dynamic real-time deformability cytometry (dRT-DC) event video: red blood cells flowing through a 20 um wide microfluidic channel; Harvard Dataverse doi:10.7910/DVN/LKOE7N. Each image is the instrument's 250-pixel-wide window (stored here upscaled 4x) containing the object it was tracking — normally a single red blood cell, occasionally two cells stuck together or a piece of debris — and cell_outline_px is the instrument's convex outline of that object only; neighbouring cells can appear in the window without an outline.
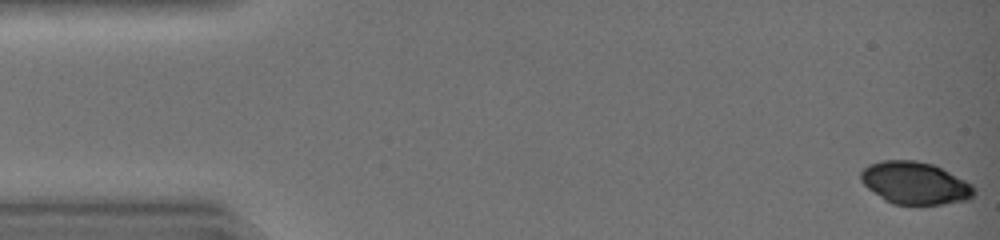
{"species": "common noctule bat (a hibernating species)", "species_latin": "Nyctalus noctula", "temperature_condition": "warm", "stored_images_in_passage": 43, "camera_frame_rate_fps": 3000, "um_per_image_px": 0.085, "animal": {"sex": "female", "body_mass_g": 19.0, "forearm_length_mm": 51.5}, "frame": {"image": 1, "passage_image": 1, "time_ms": 0.0, "image_size_px": [1000, 240], "cell_outline_px": [[976, 192], [972, 200], [944, 204], [892, 204], [884, 200], [868, 188], [860, 180], [860, 172], [868, 164], [884, 160], [916, 160], [932, 164], [972, 184], [976, 188]], "centroid_in_image_um": [77.79, 15.57], "position_along_channel_um": 7.2, "area_um2": 28.09}}
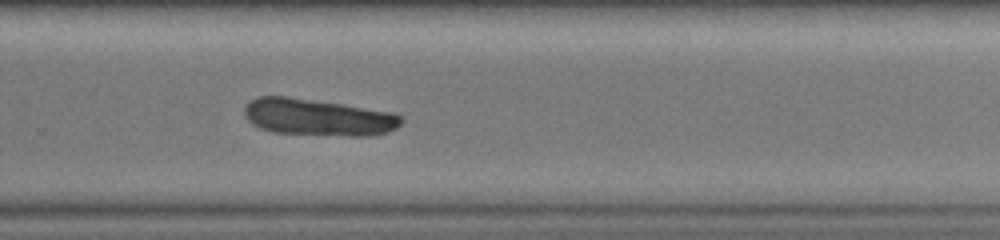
{"frame": {"image": 2, "passage_image": 30, "time_ms": 9.667, "image_size_px": [1000, 240], "cell_outline_px": [[404, 120], [396, 128], [388, 132], [372, 136], [348, 136], [272, 132], [260, 128], [252, 124], [244, 116], [244, 108], [248, 100], [256, 96], [288, 96], [344, 104], [392, 112], [404, 116]], "centroid_in_image_um": [27.03, 9.96], "position_along_channel_um": 302.8, "area_um2": 34.16}}
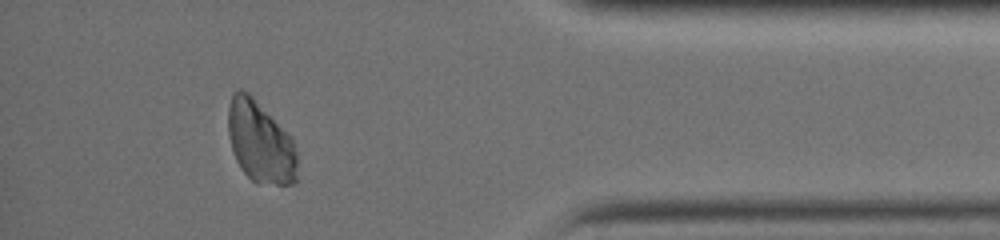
{"frame": {"image": 3, "passage_image": 39, "time_ms": 12.667, "image_size_px": [1000, 240], "cell_outline_px": [[296, 184], [256, 184], [240, 168], [236, 160], [228, 136], [228, 108], [232, 92], [240, 88], [248, 92], [252, 96], [292, 140], [296, 152]], "centroid_in_image_um": [22.08, 12.1], "position_along_channel_um": 413.1, "area_um2": 32.48}}